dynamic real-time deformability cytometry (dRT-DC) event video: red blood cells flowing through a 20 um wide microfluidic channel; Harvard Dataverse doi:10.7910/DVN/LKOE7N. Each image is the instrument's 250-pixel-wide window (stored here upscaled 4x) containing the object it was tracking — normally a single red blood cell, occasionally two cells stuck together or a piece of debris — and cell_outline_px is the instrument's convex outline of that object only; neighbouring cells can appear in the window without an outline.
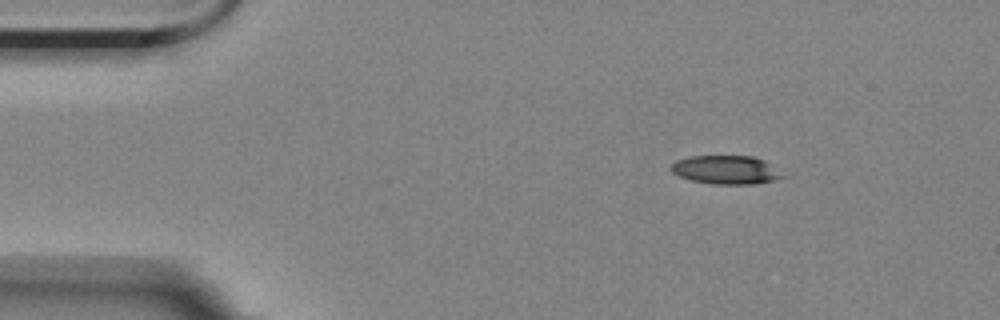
{"species": "Egyptian fruit bat (a non-hibernating species)", "species_latin": "Rousettus aegyptiacus", "temperature_condition": "room temperature", "stored_images_in_passage": 2, "camera_frame_rate_fps": 3000, "um_per_image_px": 0.085, "animal": {"sex": "female"}, "frame": {"image": 1, "passage_image": 1, "time_ms": 0.0, "image_size_px": [1000, 320], "cell_outline_px": [[788, 176], [776, 180], [756, 184], [716, 184], [692, 180], [680, 176], [672, 172], [668, 168], [676, 160], [688, 156], [752, 156], [764, 160]], "centroid_in_image_um": [61.74, 14.43], "position_along_channel_um": 23.3, "area_um2": 18.73}}